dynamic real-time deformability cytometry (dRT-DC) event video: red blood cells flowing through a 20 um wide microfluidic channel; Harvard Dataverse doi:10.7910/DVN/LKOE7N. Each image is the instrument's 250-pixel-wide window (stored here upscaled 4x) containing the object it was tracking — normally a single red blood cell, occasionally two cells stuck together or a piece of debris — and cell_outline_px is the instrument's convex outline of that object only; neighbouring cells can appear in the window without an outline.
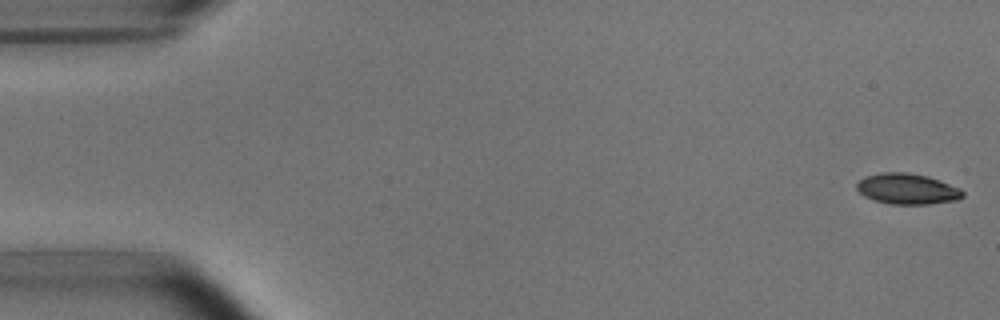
{"species": "common noctule bat (a hibernating species)", "species_latin": "Nyctalus noctula", "temperature_condition": "room temperature", "stored_images_in_passage": 5, "camera_frame_rate_fps": 3000, "um_per_image_px": 0.085, "animal": {"sex": "male", "body_mass_g": 15.6}, "frame": {"image": 1, "passage_image": 1, "time_ms": 0.0, "image_size_px": [1000, 320], "cell_outline_px": [[964, 196], [956, 200], [928, 204], [892, 204], [872, 200], [864, 196], [856, 188], [856, 184], [864, 176], [884, 172], [908, 172], [928, 176], [940, 180], [960, 188], [964, 192]], "centroid_in_image_um": [77.11, 16.05], "position_along_channel_um": 7.9, "area_um2": 19.07}}
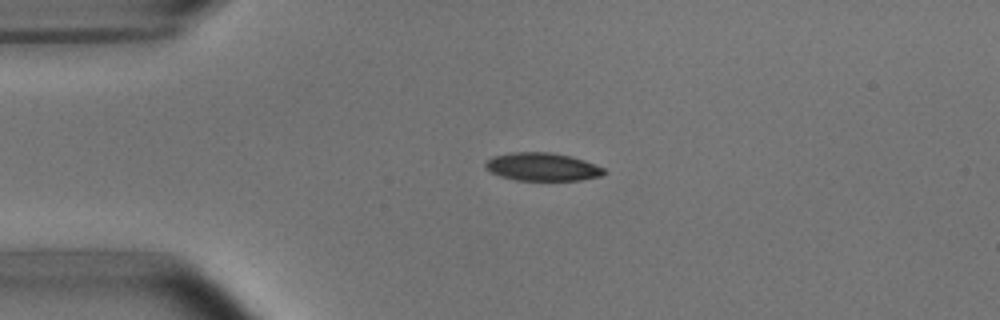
{"frame": {"image": 2, "passage_image": 4, "time_ms": 3.667, "image_size_px": [1000, 320], "cell_outline_px": [[608, 172], [600, 176], [580, 180], [516, 180], [500, 176], [484, 168], [484, 164], [492, 156], [512, 152], [548, 152], [572, 156], [584, 160], [604, 168]], "centroid_in_image_um": [46.09, 14.18], "position_along_channel_um": 38.9, "area_um2": 19.42}}